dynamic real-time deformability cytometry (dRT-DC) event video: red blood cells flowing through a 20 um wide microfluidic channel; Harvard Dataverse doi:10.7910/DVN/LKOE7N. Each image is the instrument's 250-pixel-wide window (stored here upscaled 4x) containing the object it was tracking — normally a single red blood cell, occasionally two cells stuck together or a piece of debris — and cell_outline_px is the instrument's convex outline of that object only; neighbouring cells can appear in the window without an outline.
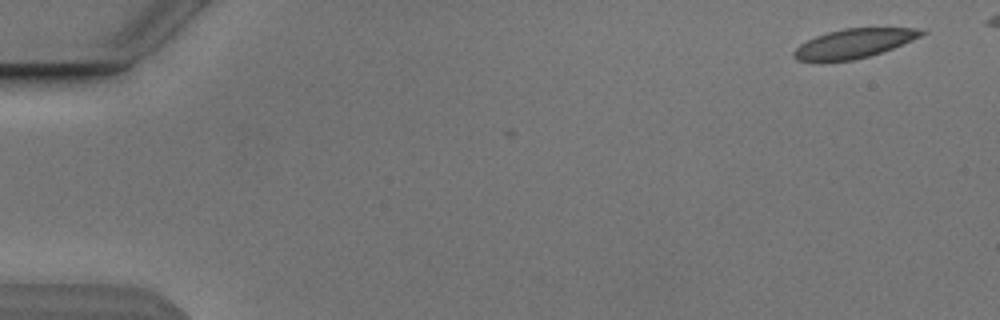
{"species": "Egyptian fruit bat (a non-hibernating species)", "species_latin": "Rousettus aegyptiacus", "temperature_condition": "cold", "stored_images_in_passage": 5, "camera_frame_rate_fps": 3000, "um_per_image_px": 0.085, "animal": {"sex": "male"}, "frame": {"image": 1, "passage_image": 1, "time_ms": 0.0, "image_size_px": [1000, 320], "cell_outline_px": [[928, 32], [912, 40], [892, 48], [868, 56], [852, 60], [796, 60], [792, 56], [792, 52], [800, 44], [816, 36], [828, 32], [844, 28], [920, 28]], "centroid_in_image_um": [72.59, 3.67], "position_along_channel_um": 12.4, "area_um2": 21.27}}